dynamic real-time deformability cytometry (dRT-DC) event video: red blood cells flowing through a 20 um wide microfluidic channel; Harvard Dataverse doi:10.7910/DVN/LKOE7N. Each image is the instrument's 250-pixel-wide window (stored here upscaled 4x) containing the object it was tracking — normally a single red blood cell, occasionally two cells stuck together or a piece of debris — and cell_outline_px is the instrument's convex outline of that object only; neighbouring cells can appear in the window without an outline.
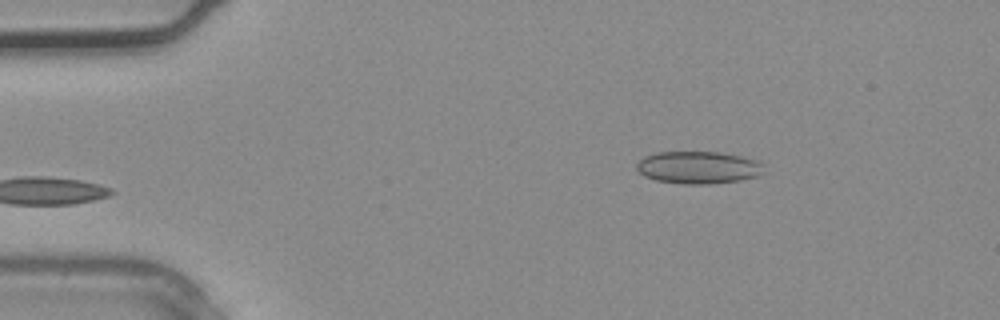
{"species": "common noctule bat (a hibernating species)", "species_latin": "Nyctalus noctula", "temperature_condition": "warm", "stored_images_in_passage": 2, "camera_frame_rate_fps": 3000, "um_per_image_px": 0.085, "animal": {"sex": "male", "body_mass_g": 20.4}, "frame": {"image": 1, "passage_image": 2, "time_ms": 0.333, "image_size_px": [1000, 320], "cell_outline_px": [[764, 172], [756, 176], [740, 180], [708, 184], [680, 184], [656, 180], [644, 176], [636, 168], [636, 164], [644, 156], [656, 152], [720, 152], [760, 160], [764, 164]], "centroid_in_image_um": [59.37, 14.23], "position_along_channel_um": 25.6, "area_um2": 24.22}}